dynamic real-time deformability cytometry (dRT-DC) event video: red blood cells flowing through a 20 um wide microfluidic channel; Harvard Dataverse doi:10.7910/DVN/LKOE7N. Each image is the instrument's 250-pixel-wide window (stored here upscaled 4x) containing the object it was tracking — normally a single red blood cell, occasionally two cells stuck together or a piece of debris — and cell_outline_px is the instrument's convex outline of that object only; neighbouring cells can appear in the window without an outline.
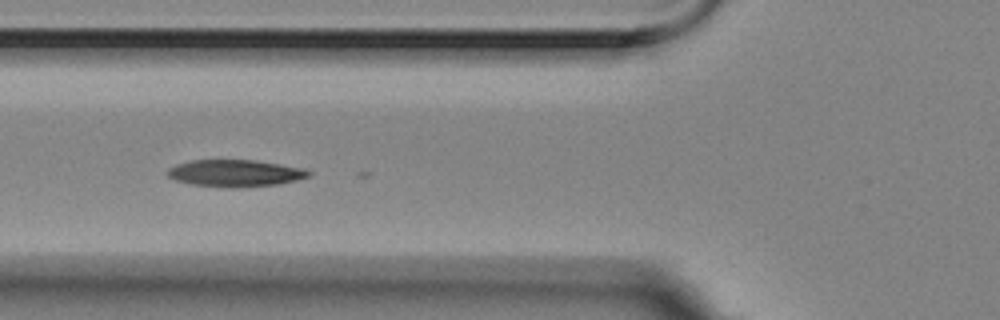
{"species": "Egyptian fruit bat (a non-hibernating species)", "species_latin": "Rousettus aegyptiacus", "temperature_condition": "room temperature", "stored_images_in_passage": 9, "camera_frame_rate_fps": 3000, "um_per_image_px": 0.085, "animal": {"sex": "female"}, "frame": {"image": 1, "passage_image": 4, "time_ms": 1.0, "image_size_px": [1000, 320], "cell_outline_px": [[312, 172], [308, 176], [296, 180], [280, 184], [236, 188], [228, 188], [192, 184], [176, 180], [168, 176], [168, 168], [176, 164], [192, 160], [256, 160], [304, 168]], "centroid_in_image_um": [20.0, 14.72], "position_along_channel_um": 105.8, "area_um2": 22.2}}
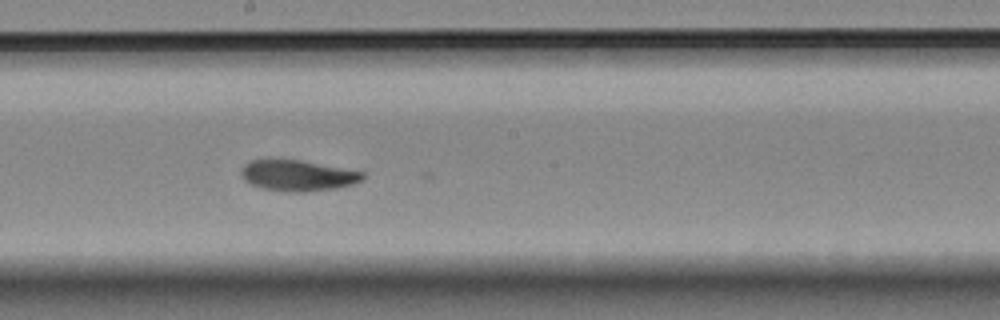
{"frame": {"image": 2, "passage_image": 7, "time_ms": 2.0, "image_size_px": [1000, 320], "cell_outline_px": [[364, 176], [360, 180], [352, 184], [336, 188], [304, 192], [288, 192], [264, 188], [252, 184], [244, 180], [240, 176], [240, 168], [248, 160], [268, 156], [300, 160], [364, 172]], "centroid_in_image_um": [25.18, 14.87], "position_along_channel_um": 223.0, "area_um2": 22.43}}
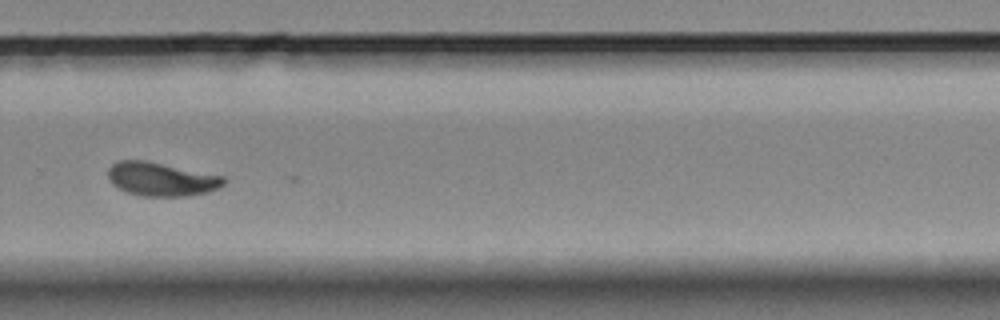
{"frame": {"image": 3, "passage_image": 9, "time_ms": 2.667, "image_size_px": [1000, 320], "cell_outline_px": [[228, 180], [220, 188], [208, 192], [184, 196], [144, 196], [128, 192], [112, 184], [108, 180], [108, 168], [112, 164], [120, 160], [144, 160], [224, 176]], "centroid_in_image_um": [13.73, 15.22], "position_along_channel_um": 316.1, "area_um2": 22.66}}